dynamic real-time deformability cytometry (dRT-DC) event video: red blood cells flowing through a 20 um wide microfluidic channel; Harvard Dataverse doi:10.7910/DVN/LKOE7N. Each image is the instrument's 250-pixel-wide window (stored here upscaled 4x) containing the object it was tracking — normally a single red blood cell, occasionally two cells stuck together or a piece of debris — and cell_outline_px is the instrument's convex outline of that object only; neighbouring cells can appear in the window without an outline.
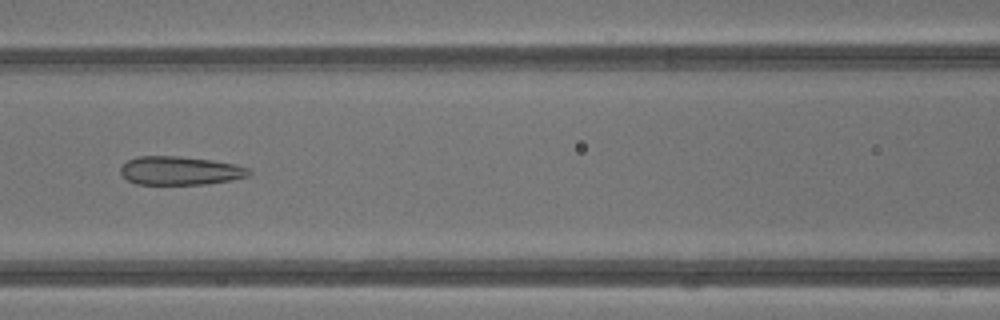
{"species": "common noctule bat (a hibernating species)", "species_latin": "Nyctalus noctula", "temperature_condition": "warm", "stored_images_in_passage": 42, "camera_frame_rate_fps": 3000, "um_per_image_px": 0.085, "animal": {"sex": "male", "body_mass_g": 13.3}, "frame": {"image": 1, "passage_image": 19, "time_ms": 6.0, "image_size_px": [1000, 320], "cell_outline_px": [[252, 172], [248, 176], [232, 180], [208, 184], [136, 184], [128, 180], [120, 172], [120, 168], [128, 160], [136, 156], [176, 156], [212, 160], [236, 164], [248, 168]], "centroid_in_image_um": [15.32, 14.51], "position_along_channel_um": 151.3, "area_um2": 21.39}}
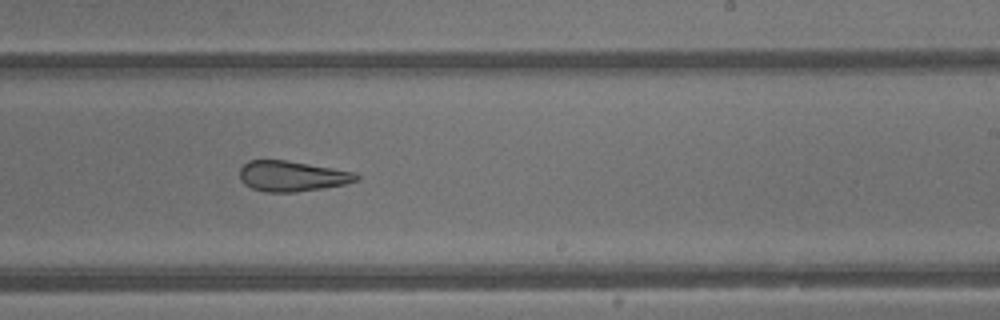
{"frame": {"image": 2, "passage_image": 26, "time_ms": 8.333, "image_size_px": [1000, 320], "cell_outline_px": [[360, 180], [344, 184], [324, 188], [296, 192], [264, 192], [252, 188], [244, 184], [240, 180], [240, 168], [248, 160], [288, 160], [356, 172], [360, 176]], "centroid_in_image_um": [24.84, 14.97], "position_along_channel_um": 264.2, "area_um2": 20.92}}
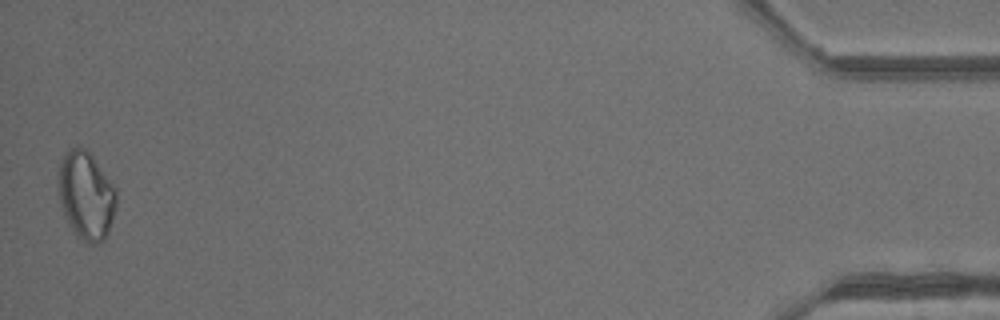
{"frame": {"image": 3, "passage_image": 42, "time_ms": 13.667, "image_size_px": [1000, 320], "cell_outline_px": [[116, 208], [108, 232], [104, 240], [96, 244], [88, 244], [72, 232], [64, 216], [56, 188], [56, 172], [64, 152], [68, 148], [80, 144], [92, 156], [116, 188]], "centroid_in_image_um": [7.26, 16.59], "position_along_channel_um": 427.9, "area_um2": 30.58}, "authors_computed_cell_mechanics": {"area_um2": 24.6517, "velocity_mm_per_s": 4.853, "shape_relaxation_time_tau1_ms": null, "shape_relaxation_time_tau2_ms": 1.893, "deformation_change_tau1": null, "deformation_change_tau2": 0.102}}